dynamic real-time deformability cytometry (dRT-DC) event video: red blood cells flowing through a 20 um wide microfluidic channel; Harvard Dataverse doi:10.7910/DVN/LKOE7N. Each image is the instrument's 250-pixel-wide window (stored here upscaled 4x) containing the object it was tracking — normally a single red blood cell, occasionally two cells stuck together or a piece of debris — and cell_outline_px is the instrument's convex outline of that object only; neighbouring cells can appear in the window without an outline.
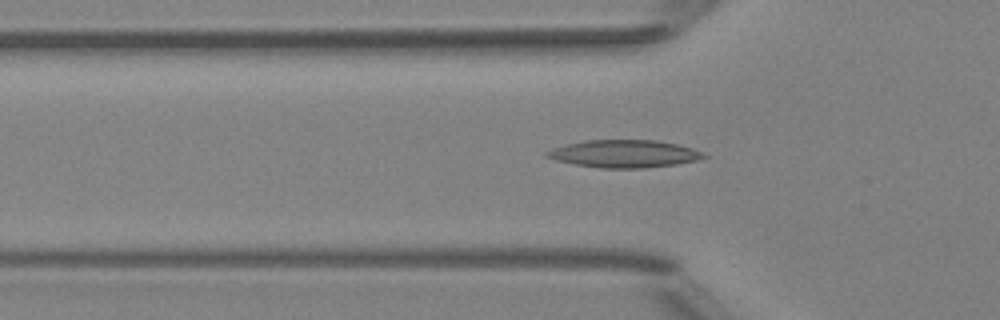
{"species": "Egyptian fruit bat (a non-hibernating species)", "species_latin": "Rousettus aegyptiacus", "temperature_condition": "room temperature", "stored_images_in_passage": 51, "camera_frame_rate_fps": 3000, "um_per_image_px": 0.085, "animal": {"sex": "female"}, "frame": {"image": 1, "passage_image": 16, "time_ms": 5.0, "image_size_px": [1000, 320], "cell_outline_px": [[708, 156], [696, 160], [676, 164], [644, 168], [600, 168], [576, 164], [556, 160], [544, 156], [544, 152], [552, 148], [584, 140], [656, 140], [676, 144], [692, 148]], "centroid_in_image_um": [53.02, 13.07], "position_along_channel_um": 72.8, "area_um2": 25.03}}
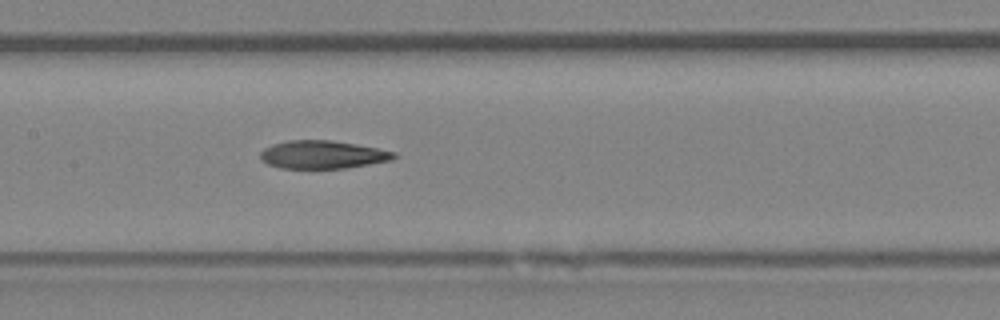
{"frame": {"image": 2, "passage_image": 24, "time_ms": 7.667, "image_size_px": [1000, 320], "cell_outline_px": [[400, 156], [392, 160], [344, 168], [280, 168], [268, 164], [260, 160], [260, 152], [264, 148], [272, 144], [288, 140], [328, 140], [356, 144], [396, 152]], "centroid_in_image_um": [27.41, 13.14], "position_along_channel_um": 180.0, "area_um2": 21.85}}
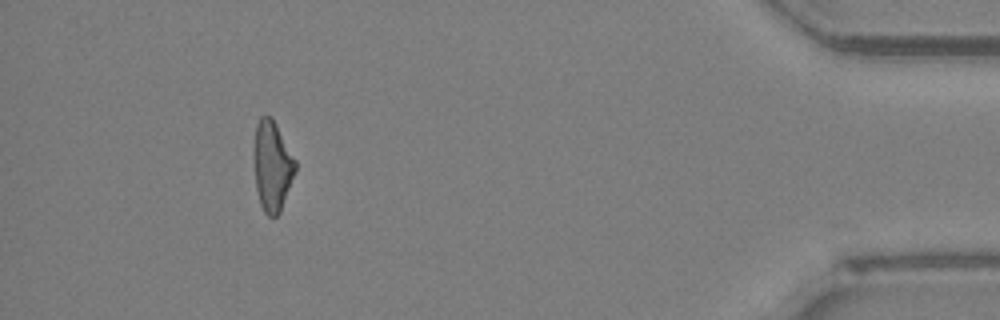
{"frame": {"image": 3, "passage_image": 46, "time_ms": 15.0, "image_size_px": [1000, 320], "cell_outline_px": [[296, 172], [280, 212], [276, 216], [268, 216], [264, 212], [260, 204], [256, 188], [252, 152], [252, 148], [256, 124], [260, 116], [272, 116], [296, 160]], "centroid_in_image_um": [23.12, 14.08], "position_along_channel_um": 412.1, "area_um2": 22.25}, "authors_computed_cell_mechanics": {"area_um2": 22.7154, "velocity_mm_per_s": 4.0216, "shape_relaxation_time_tau1_ms": null, "shape_relaxation_time_tau2_ms": 4.1816, "deformation_change_tau1": null, "deformation_change_tau2": 0.1468}}